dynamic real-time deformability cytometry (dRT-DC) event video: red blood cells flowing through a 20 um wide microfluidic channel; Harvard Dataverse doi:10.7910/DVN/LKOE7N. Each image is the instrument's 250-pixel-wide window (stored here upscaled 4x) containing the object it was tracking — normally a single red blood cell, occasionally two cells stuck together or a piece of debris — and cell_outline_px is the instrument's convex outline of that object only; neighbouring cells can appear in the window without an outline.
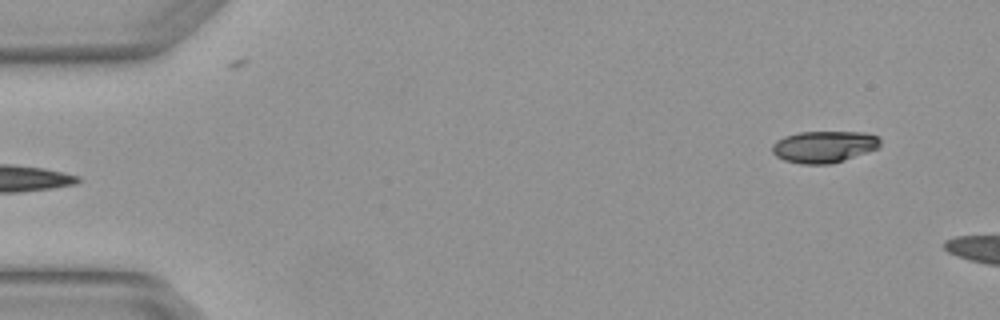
{"species": "Egyptian fruit bat (a non-hibernating species)", "species_latin": "Rousettus aegyptiacus", "temperature_condition": "warm", "stored_images_in_passage": 4, "camera_frame_rate_fps": 3000, "um_per_image_px": 0.085, "animal": {"sex": "female"}, "frame": {"image": 1, "passage_image": 4, "time_ms": 1.0, "image_size_px": [1000, 320], "cell_outline_px": [[880, 148], [832, 164], [800, 164], [784, 160], [776, 156], [772, 152], [772, 144], [776, 140], [784, 136], [800, 132], [864, 132], [880, 136]], "centroid_in_image_um": [70.05, 12.47], "position_along_channel_um": 14.9, "area_um2": 20.23}}